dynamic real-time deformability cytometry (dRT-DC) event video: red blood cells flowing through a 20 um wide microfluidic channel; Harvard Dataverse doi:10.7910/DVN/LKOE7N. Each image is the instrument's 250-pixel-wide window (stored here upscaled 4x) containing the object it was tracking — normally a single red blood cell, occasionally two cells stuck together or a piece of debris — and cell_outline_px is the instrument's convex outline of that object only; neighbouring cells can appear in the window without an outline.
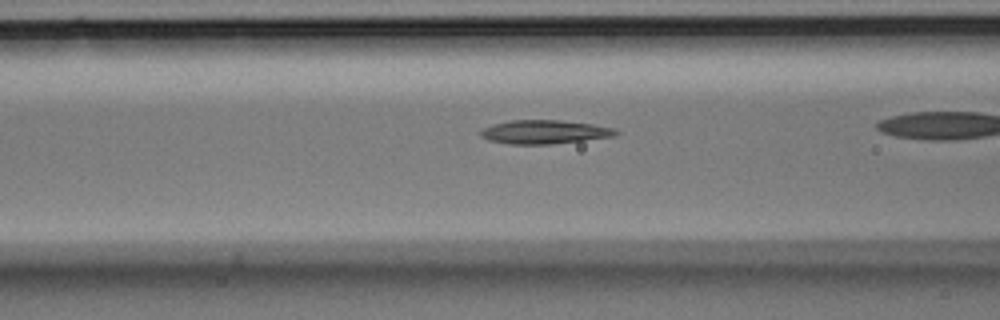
{"species": "Egyptian fruit bat (a non-hibernating species)", "species_latin": "Rousettus aegyptiacus", "temperature_condition": "room temperature", "stored_images_in_passage": 25, "camera_frame_rate_fps": 3000, "um_per_image_px": 0.085, "animal": {"sex": "male"}, "frame": {"image": 1, "passage_image": 8, "time_ms": 2.333, "image_size_px": [1000, 320], "cell_outline_px": [[620, 132], [616, 136], [552, 144], [508, 144], [488, 140], [480, 136], [480, 132], [484, 128], [492, 124], [512, 120], [560, 120], [592, 124], [616, 128]], "centroid_in_image_um": [46.3, 11.22], "position_along_channel_um": 120.3, "area_um2": 18.79}}
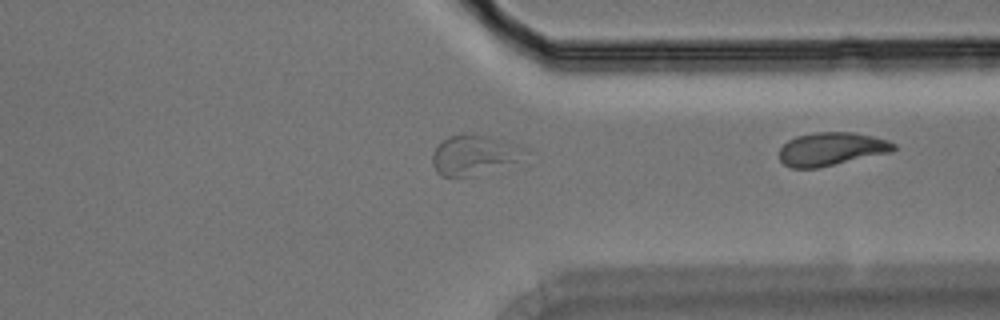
{"frame": {"image": 2, "passage_image": 25, "time_ms": 8.0, "image_size_px": [1000, 320], "cell_outline_px": [[896, 148], [892, 152], [820, 168], [792, 168], [784, 164], [780, 160], [780, 148], [788, 140], [796, 136], [816, 132], [852, 132], [872, 136], [888, 140], [896, 144]], "centroid_in_image_um": [70.68, 12.67], "position_along_channel_um": 340.7, "area_um2": 22.31}}